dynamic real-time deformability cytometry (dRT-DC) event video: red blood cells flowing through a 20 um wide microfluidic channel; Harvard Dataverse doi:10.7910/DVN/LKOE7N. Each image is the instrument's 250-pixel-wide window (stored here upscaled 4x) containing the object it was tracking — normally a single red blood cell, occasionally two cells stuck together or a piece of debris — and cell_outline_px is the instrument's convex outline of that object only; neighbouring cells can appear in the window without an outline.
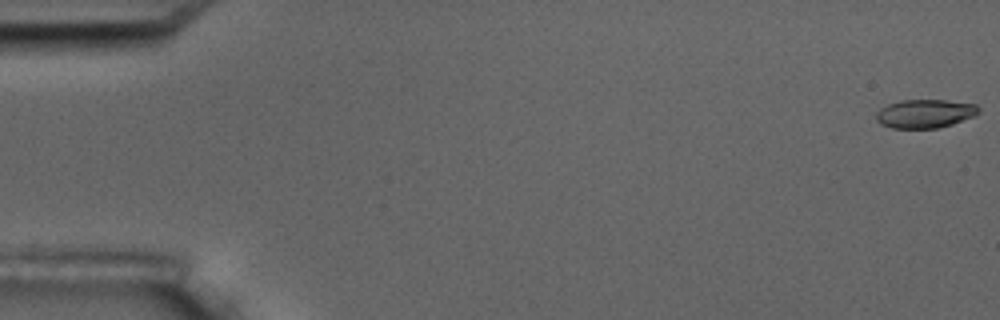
{"species": "common noctule bat (a hibernating species)", "species_latin": "Nyctalus noctula", "temperature_condition": "room temperature", "stored_images_in_passage": 4, "camera_frame_rate_fps": 3000, "um_per_image_px": 0.085, "animal": {"sex": "male", "body_mass_g": 17.5, "forearm_length_mm": 52.3}, "frame": {"image": 1, "passage_image": 1, "time_ms": 0.0, "image_size_px": [1000, 320], "cell_outline_px": [[980, 112], [972, 116], [952, 124], [936, 128], [892, 128], [880, 124], [876, 120], [876, 112], [880, 108], [888, 104], [900, 100], [944, 100], [976, 104], [980, 108]], "centroid_in_image_um": [78.59, 9.65], "position_along_channel_um": 6.4, "area_um2": 17.05}}